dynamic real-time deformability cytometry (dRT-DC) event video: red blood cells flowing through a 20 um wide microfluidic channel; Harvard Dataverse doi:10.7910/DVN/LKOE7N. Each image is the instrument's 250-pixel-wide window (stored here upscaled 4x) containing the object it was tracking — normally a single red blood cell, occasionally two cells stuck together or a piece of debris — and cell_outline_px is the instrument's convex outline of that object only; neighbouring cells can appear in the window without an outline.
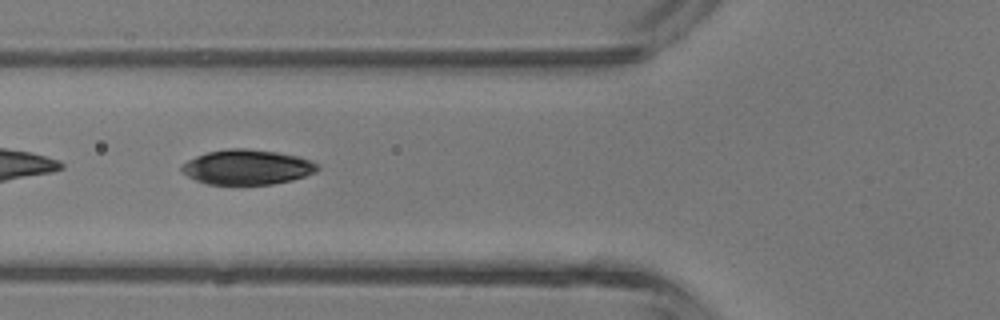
{"species": "common noctule bat (a hibernating species)", "species_latin": "Nyctalus noctula", "temperature_condition": "room temperature", "stored_images_in_passage": 5, "camera_frame_rate_fps": 3000, "um_per_image_px": 0.085, "animal": {"sex": "male", "body_mass_g": 13.3}, "frame": {"image": 1, "passage_image": 4, "time_ms": 4.333, "image_size_px": [1000, 320], "cell_outline_px": [[320, 168], [316, 172], [292, 180], [272, 184], [208, 184], [196, 180], [180, 172], [180, 164], [196, 156], [208, 152], [228, 148], [244, 148], [276, 152], [300, 156], [312, 160], [320, 164]], "centroid_in_image_um": [21.02, 14.2], "position_along_channel_um": 104.8, "area_um2": 27.86}}
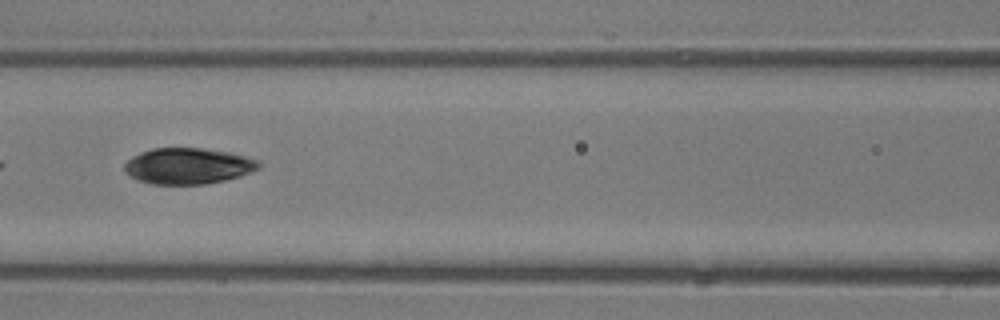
{"frame": {"image": 2, "passage_image": 5, "time_ms": 5.333, "image_size_px": [1000, 320], "cell_outline_px": [[260, 168], [252, 172], [240, 176], [224, 180], [204, 184], [152, 184], [140, 180], [124, 172], [124, 164], [132, 156], [140, 152], [152, 148], [200, 148], [228, 152], [244, 156], [256, 160], [260, 164]], "centroid_in_image_um": [15.97, 14.1], "position_along_channel_um": 150.6, "area_um2": 28.03}}